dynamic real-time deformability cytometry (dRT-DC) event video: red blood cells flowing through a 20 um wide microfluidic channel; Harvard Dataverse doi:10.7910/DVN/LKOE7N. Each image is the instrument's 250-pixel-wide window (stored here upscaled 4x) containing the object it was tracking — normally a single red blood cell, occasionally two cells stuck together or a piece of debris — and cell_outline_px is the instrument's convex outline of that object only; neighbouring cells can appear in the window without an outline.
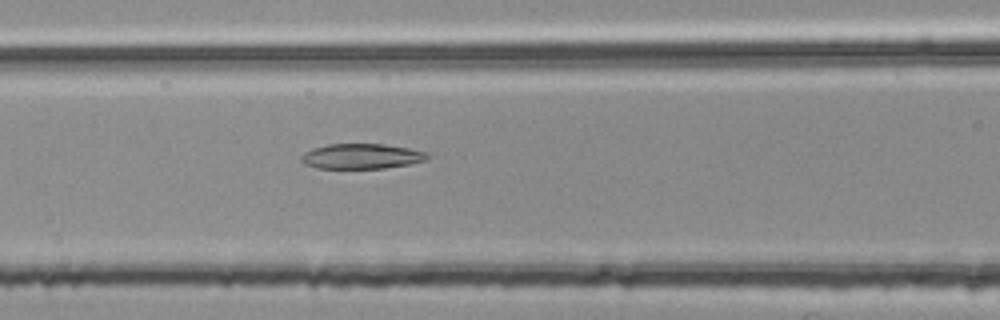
{"species": "common noctule bat (a hibernating species)", "species_latin": "Nyctalus noctula", "temperature_condition": "room temperature", "stored_images_in_passage": 30, "camera_frame_rate_fps": 3000, "um_per_image_px": 0.085, "animal": {"sex": "female", "body_mass_g": 25.1}, "frame": {"image": 1, "passage_image": 6, "time_ms": 1.667, "image_size_px": [1000, 320], "cell_outline_px": [[428, 156], [424, 160], [408, 164], [384, 168], [316, 168], [304, 164], [300, 160], [300, 156], [304, 152], [312, 148], [328, 144], [384, 144], [408, 148], [428, 152]], "centroid_in_image_um": [30.67, 13.28], "position_along_channel_um": 135.9, "area_um2": 18.44}}
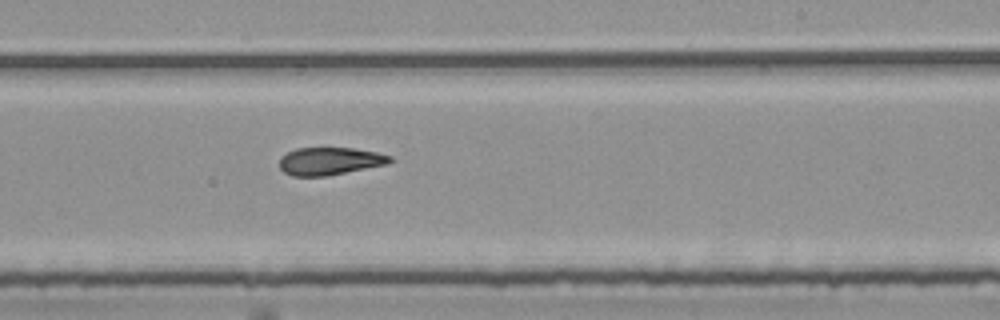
{"frame": {"image": 2, "passage_image": 16, "time_ms": 5.0, "image_size_px": [1000, 320], "cell_outline_px": [[392, 160], [388, 164], [328, 176], [292, 176], [284, 172], [280, 168], [280, 156], [296, 148], [352, 148], [376, 152], [392, 156]], "centroid_in_image_um": [28.03, 13.7], "position_along_channel_um": 261.0, "area_um2": 17.86}}
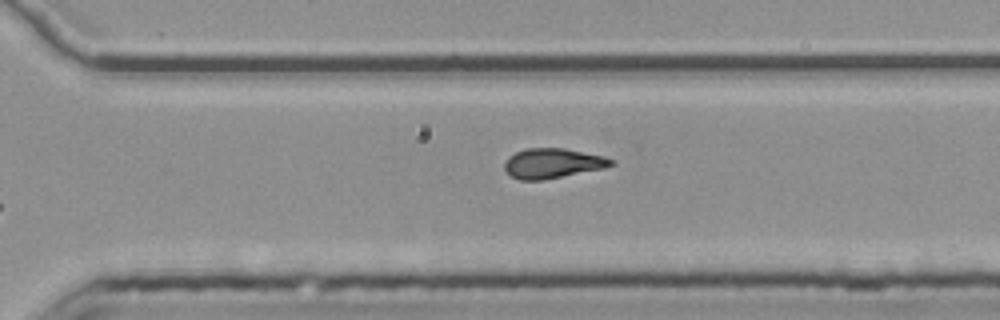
{"frame": {"image": 3, "passage_image": 21, "time_ms": 6.667, "image_size_px": [1000, 320], "cell_outline_px": [[616, 164], [604, 168], [544, 180], [520, 180], [512, 176], [504, 168], [504, 164], [508, 156], [524, 148], [564, 148], [604, 156], [616, 160]], "centroid_in_image_um": [47.0, 13.87], "position_along_channel_um": 323.6, "area_um2": 18.67}}